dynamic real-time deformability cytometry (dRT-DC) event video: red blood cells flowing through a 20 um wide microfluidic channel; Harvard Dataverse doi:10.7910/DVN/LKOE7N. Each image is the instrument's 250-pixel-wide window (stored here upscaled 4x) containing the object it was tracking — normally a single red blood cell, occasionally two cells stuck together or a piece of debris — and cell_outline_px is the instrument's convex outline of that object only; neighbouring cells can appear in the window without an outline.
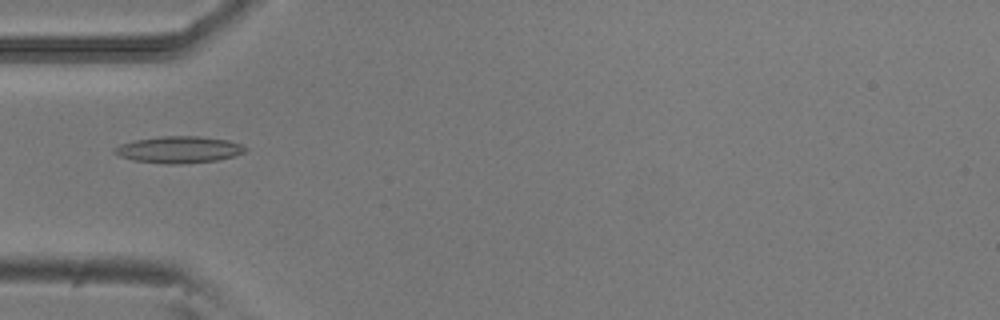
{"species": "common noctule bat (a hibernating species)", "species_latin": "Nyctalus noctula", "temperature_condition": "room temperature", "stored_images_in_passage": 2, "camera_frame_rate_fps": 3000, "um_per_image_px": 0.085, "animal": {"sex": "male", "body_mass_g": 20.5, "forearm_length_mm": 52.5}, "frame": {"image": 1, "passage_image": 2, "time_ms": 0.333, "image_size_px": [1000, 320], "cell_outline_px": [[248, 148], [244, 152], [236, 156], [216, 160], [184, 164], [164, 164], [132, 160], [120, 156], [112, 152], [112, 148], [120, 144], [136, 140], [160, 136], [200, 136], [228, 140], [240, 144]], "centroid_in_image_um": [15.19, 12.72], "position_along_channel_um": 69.8, "area_um2": 20.52}}